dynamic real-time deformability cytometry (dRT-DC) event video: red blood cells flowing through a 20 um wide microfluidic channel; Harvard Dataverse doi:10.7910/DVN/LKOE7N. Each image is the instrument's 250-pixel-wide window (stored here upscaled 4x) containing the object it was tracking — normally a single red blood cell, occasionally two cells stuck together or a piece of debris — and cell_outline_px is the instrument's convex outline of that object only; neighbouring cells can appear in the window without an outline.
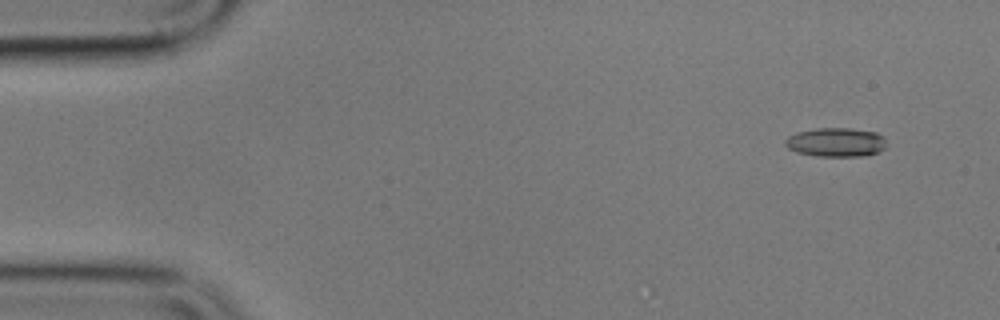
{"species": "common noctule bat (a hibernating species)", "species_latin": "Nyctalus noctula", "temperature_condition": "cold", "stored_images_in_passage": 6, "camera_frame_rate_fps": 3000, "um_per_image_px": 0.085, "animal": {"sex": "male", "body_mass_g": 17.9}, "frame": {"image": 1, "passage_image": 2, "time_ms": 1.0, "image_size_px": [1000, 320], "cell_outline_px": [[884, 148], [876, 152], [864, 156], [816, 156], [796, 152], [788, 148], [784, 144], [784, 140], [788, 136], [796, 132], [816, 128], [848, 128], [876, 132], [884, 136]], "centroid_in_image_um": [71.01, 12.08], "position_along_channel_um": 14.0, "area_um2": 17.11}}
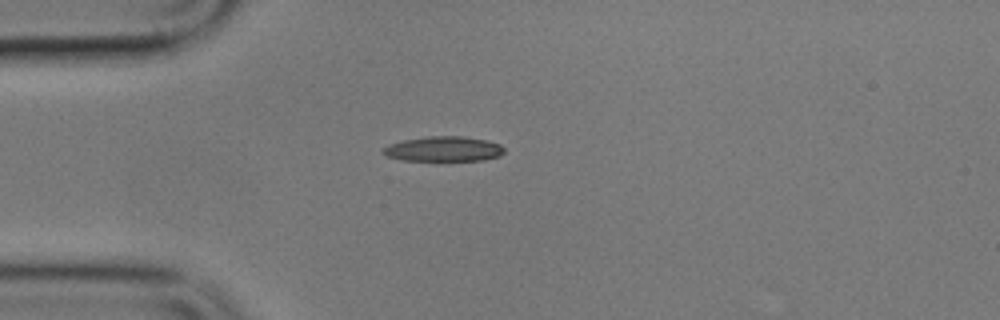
{"frame": {"image": 2, "passage_image": 5, "time_ms": 4.667, "image_size_px": [1000, 320], "cell_outline_px": [[504, 152], [500, 156], [484, 160], [400, 160], [384, 156], [380, 152], [388, 144], [404, 140], [428, 136], [460, 136], [488, 140], [500, 144], [504, 148]], "centroid_in_image_um": [37.68, 12.66], "position_along_channel_um": 47.3, "area_um2": 17.74}}